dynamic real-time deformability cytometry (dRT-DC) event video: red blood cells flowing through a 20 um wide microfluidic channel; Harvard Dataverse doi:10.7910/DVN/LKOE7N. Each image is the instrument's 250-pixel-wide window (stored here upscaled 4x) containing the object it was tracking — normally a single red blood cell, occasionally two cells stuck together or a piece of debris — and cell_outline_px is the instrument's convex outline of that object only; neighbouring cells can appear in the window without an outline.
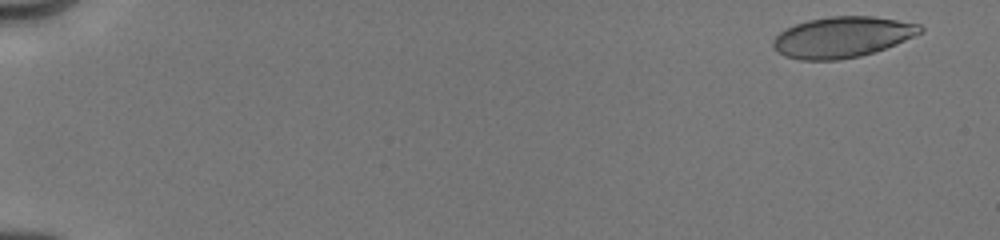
{"species": "human", "species_latin": "Homo sapiens", "temperature_condition": "cold", "stored_images_in_passage": 32, "camera_frame_rate_fps": 3000, "um_per_image_px": 0.085, "donor": {"sex": "male"}, "frame": {"image": 1, "passage_image": 1, "time_ms": 0.0, "image_size_px": [1000, 240], "cell_outline_px": [[924, 32], [896, 44], [860, 56], [840, 60], [800, 60], [784, 56], [772, 48], [772, 40], [784, 28], [808, 20], [828, 16], [872, 16], [920, 24], [924, 28]], "centroid_in_image_um": [71.57, 3.15], "position_along_channel_um": 13.4, "area_um2": 35.14}}
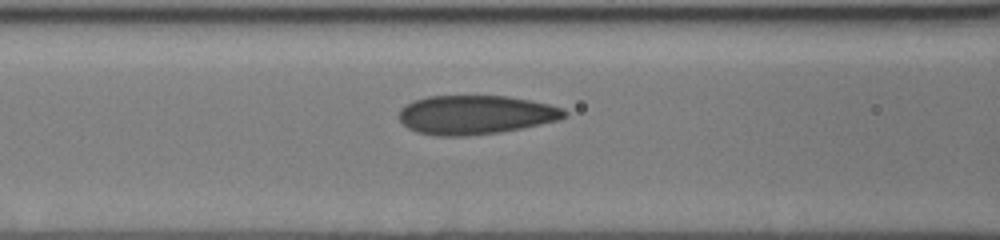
{"frame": {"image": 2, "passage_image": 24, "time_ms": 7.0, "image_size_px": [1000, 240], "cell_outline_px": [[568, 112], [560, 120], [520, 128], [496, 132], [464, 136], [436, 136], [416, 132], [408, 128], [400, 120], [400, 108], [404, 104], [412, 100], [428, 96], [508, 96], [548, 104], [564, 108]], "centroid_in_image_um": [40.39, 9.75], "position_along_channel_um": 126.2, "area_um2": 37.51}}
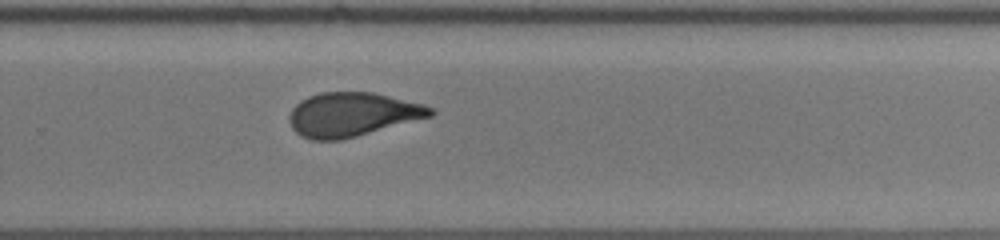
{"frame": {"image": 3, "passage_image": 32, "time_ms": 11.333, "image_size_px": [1000, 240], "cell_outline_px": [[436, 112], [432, 116], [356, 136], [340, 140], [312, 140], [300, 136], [292, 128], [288, 120], [288, 116], [292, 108], [300, 100], [308, 96], [320, 92], [372, 92], [424, 104], [432, 108]], "centroid_in_image_um": [29.91, 9.73], "position_along_channel_um": 299.9, "area_um2": 36.18}}